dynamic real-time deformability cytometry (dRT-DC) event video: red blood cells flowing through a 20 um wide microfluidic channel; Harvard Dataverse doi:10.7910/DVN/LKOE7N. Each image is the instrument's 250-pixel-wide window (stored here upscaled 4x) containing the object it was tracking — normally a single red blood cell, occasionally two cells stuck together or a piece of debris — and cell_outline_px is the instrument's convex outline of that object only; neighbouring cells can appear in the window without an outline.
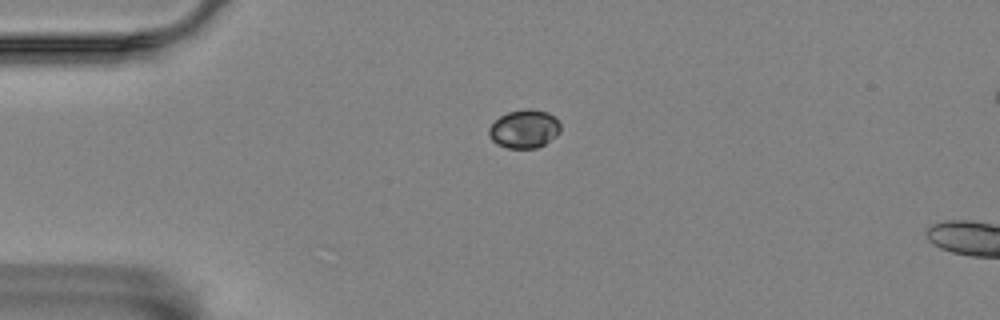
{"species": "Egyptian fruit bat (a non-hibernating species)", "species_latin": "Rousettus aegyptiacus", "temperature_condition": "room temperature", "stored_images_in_passage": 3, "camera_frame_rate_fps": 3000, "um_per_image_px": 0.085, "animal": {"sex": "female"}, "frame": {"image": 1, "passage_image": 1, "time_ms": 0.0, "image_size_px": [1000, 320], "cell_outline_px": [[560, 132], [556, 136], [544, 144], [536, 148], [508, 148], [496, 144], [488, 136], [488, 128], [500, 116], [508, 112], [524, 108], [532, 108], [548, 112], [560, 124]], "centroid_in_image_um": [44.54, 10.95], "position_along_channel_um": 40.5, "area_um2": 16.07}}
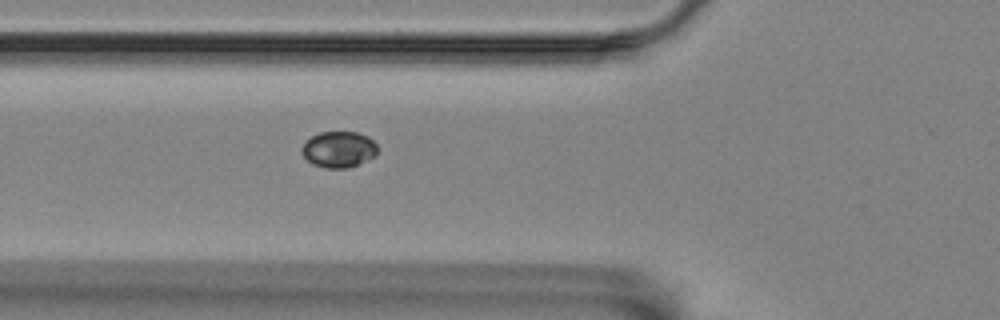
{"frame": {"image": 2, "passage_image": 3, "time_ms": 0.667, "image_size_px": [1000, 320], "cell_outline_px": [[376, 152], [372, 156], [348, 168], [324, 168], [312, 164], [304, 156], [300, 148], [312, 136], [320, 132], [356, 132], [368, 136], [376, 144]], "centroid_in_image_um": [28.75, 12.69], "position_along_channel_um": 97.0, "area_um2": 15.61}}